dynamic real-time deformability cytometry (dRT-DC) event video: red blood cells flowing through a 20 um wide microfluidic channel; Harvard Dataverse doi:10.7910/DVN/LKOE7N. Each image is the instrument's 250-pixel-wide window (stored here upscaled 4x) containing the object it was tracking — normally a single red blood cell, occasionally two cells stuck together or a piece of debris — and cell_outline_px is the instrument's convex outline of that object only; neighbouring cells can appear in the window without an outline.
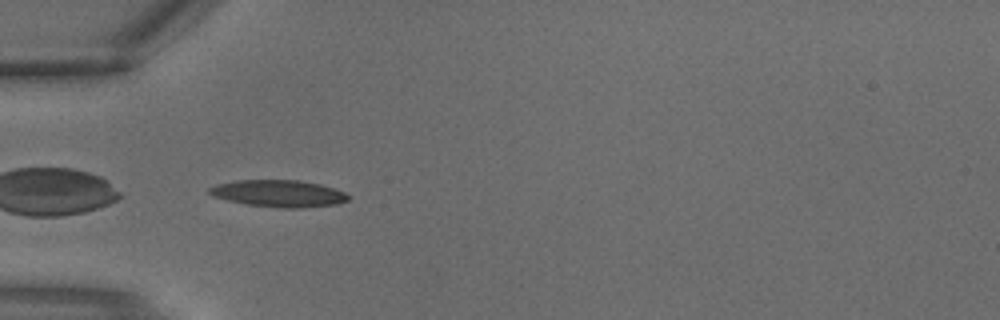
{"species": "common noctule bat (a hibernating species)", "species_latin": "Nyctalus noctula", "temperature_condition": "warm", "stored_images_in_passage": 3, "camera_frame_rate_fps": 3000, "um_per_image_px": 0.085, "animal": {"sex": "male", "body_mass_g": 18.8}, "frame": {"image": 1, "passage_image": 3, "time_ms": 0.667, "image_size_px": [1000, 320], "cell_outline_px": [[348, 200], [336, 204], [300, 208], [284, 208], [248, 204], [228, 200], [212, 196], [208, 192], [208, 188], [216, 184], [236, 180], [300, 180], [320, 184], [344, 192], [348, 196]], "centroid_in_image_um": [23.65, 16.43], "position_along_channel_um": 61.3, "area_um2": 21.62}}